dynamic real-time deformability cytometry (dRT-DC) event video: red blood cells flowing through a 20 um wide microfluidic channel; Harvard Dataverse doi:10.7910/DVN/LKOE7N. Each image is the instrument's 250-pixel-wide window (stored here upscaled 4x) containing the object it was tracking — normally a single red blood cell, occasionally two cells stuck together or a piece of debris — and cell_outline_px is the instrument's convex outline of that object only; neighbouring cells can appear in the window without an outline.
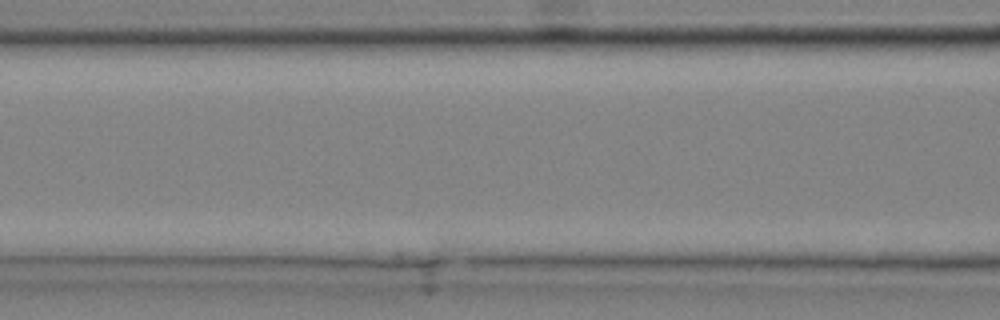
{"species": "common noctule bat (a hibernating species)", "species_latin": "Nyctalus noctula", "temperature_condition": "cold", "stored_images_in_passage": 3, "camera_frame_rate_fps": 3000, "um_per_image_px": 0.085, "animal": {"sex": "male", "body_mass_g": 20.4}, "frame": {"image": 1, "passage_image": 3, "time_ms": 0.667, "image_size_px": [1000, 320], "cell_outline_px": [[972, 216], [960, 220], [936, 220], [836, 216], [828, 212], [836, 208], [960, 208], [972, 212]], "centroid_in_image_um": [76.94, 18.13], "position_along_channel_um": 89.7, "area_um2": 10.23}}